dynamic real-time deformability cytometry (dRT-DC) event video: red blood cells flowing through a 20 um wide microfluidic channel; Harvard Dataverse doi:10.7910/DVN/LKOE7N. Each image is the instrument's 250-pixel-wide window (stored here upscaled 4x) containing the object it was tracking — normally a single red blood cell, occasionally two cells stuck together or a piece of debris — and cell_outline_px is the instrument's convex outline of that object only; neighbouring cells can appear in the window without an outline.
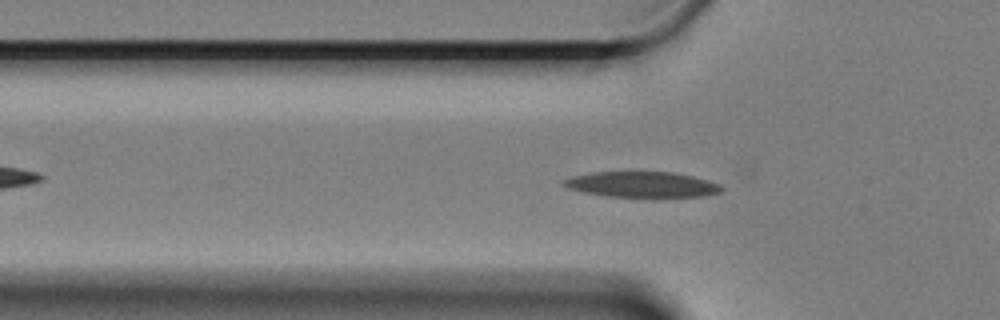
{"species": "Egyptian fruit bat (a non-hibernating species)", "species_latin": "Rousettus aegyptiacus", "temperature_condition": "cold", "stored_images_in_passage": 47, "camera_frame_rate_fps": 3000, "um_per_image_px": 0.085, "animal": {"sex": "female"}, "frame": {"image": 1, "passage_image": 13, "time_ms": 4.0, "image_size_px": [1000, 320], "cell_outline_px": [[724, 188], [720, 192], [704, 196], [656, 200], [608, 196], [584, 192], [564, 188], [560, 184], [560, 180], [572, 176], [592, 172], [672, 172], [692, 176], [708, 180], [720, 184]], "centroid_in_image_um": [54.57, 15.73], "position_along_channel_um": 71.2, "area_um2": 24.85}}
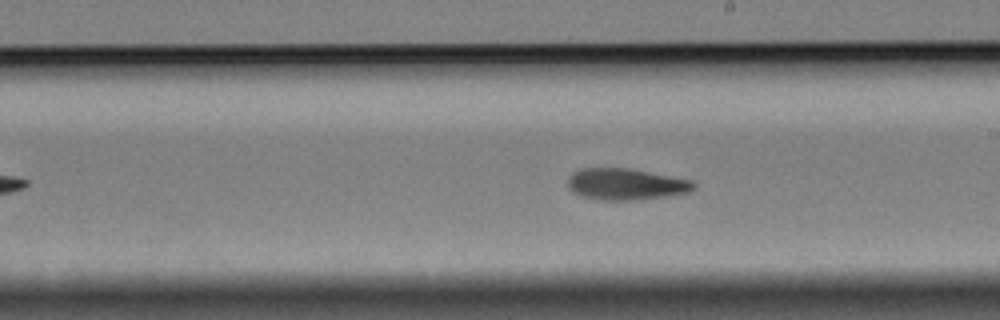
{"frame": {"image": 2, "passage_image": 28, "time_ms": 9.0, "image_size_px": [1000, 320], "cell_outline_px": [[696, 188], [688, 192], [640, 200], [600, 200], [580, 196], [572, 192], [568, 188], [568, 176], [572, 172], [580, 168], [632, 168], [692, 180], [696, 184]], "centroid_in_image_um": [53.17, 15.65], "position_along_channel_um": 235.8, "area_um2": 23.41}}
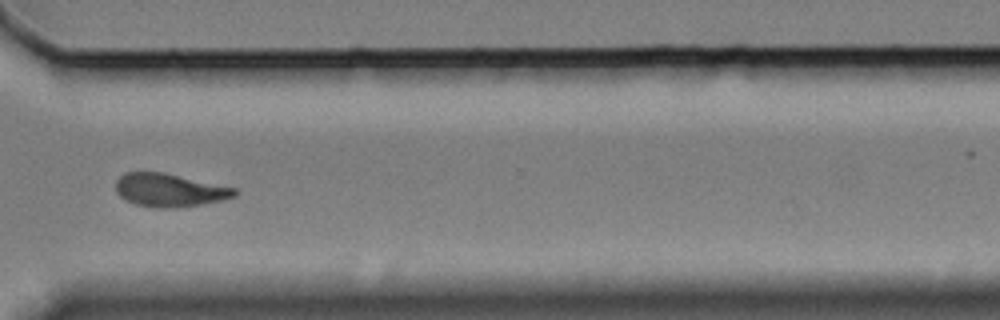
{"frame": {"image": 3, "passage_image": 39, "time_ms": 12.667, "image_size_px": [1000, 320], "cell_outline_px": [[236, 196], [220, 200], [200, 204], [172, 208], [156, 208], [136, 204], [124, 200], [116, 192], [116, 180], [124, 172], [160, 172], [236, 188]], "centroid_in_image_um": [14.35, 16.16], "position_along_channel_um": 356.3, "area_um2": 22.66}, "authors_computed_cell_mechanics": {"area_um2": 23.409, "velocity_mm_per_s": 3.2782, "shape_relaxation_time_tau1_ms": 6.2111, "shape_relaxation_time_tau2_ms": 5.6575, "deformation_change_tau1": 0.1544, "deformation_change_tau2": 0.1424}}